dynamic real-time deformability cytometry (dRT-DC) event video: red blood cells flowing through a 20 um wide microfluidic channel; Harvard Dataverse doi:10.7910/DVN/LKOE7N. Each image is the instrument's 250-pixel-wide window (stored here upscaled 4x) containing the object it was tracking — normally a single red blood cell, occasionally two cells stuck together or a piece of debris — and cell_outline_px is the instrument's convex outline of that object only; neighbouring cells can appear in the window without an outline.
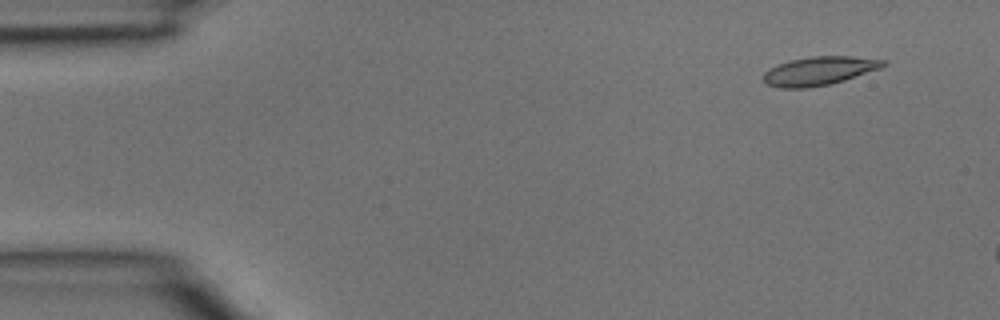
{"species": "common noctule bat (a hibernating species)", "species_latin": "Nyctalus noctula", "temperature_condition": "room temperature", "stored_images_in_passage": 3, "camera_frame_rate_fps": 3000, "um_per_image_px": 0.085, "animal": {"sex": "male", "body_mass_g": 15.6}, "frame": {"image": 1, "passage_image": 1, "time_ms": 0.0, "image_size_px": [1000, 320], "cell_outline_px": [[888, 64], [880, 68], [844, 80], [828, 84], [804, 88], [780, 88], [764, 84], [764, 72], [768, 68], [792, 60], [812, 56], [852, 56], [888, 60]], "centroid_in_image_um": [69.64, 6.02], "position_along_channel_um": 15.4, "area_um2": 19.88}}